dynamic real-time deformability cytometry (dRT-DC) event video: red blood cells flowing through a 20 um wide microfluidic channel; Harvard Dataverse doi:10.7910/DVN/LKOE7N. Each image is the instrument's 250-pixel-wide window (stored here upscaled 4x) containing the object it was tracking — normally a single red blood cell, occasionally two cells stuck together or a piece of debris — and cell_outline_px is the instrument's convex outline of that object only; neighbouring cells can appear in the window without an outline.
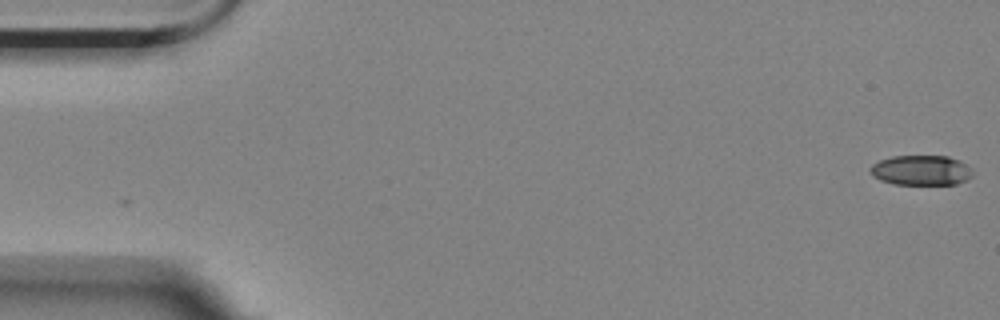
{"species": "Egyptian fruit bat (a non-hibernating species)", "species_latin": "Rousettus aegyptiacus", "temperature_condition": "room temperature", "stored_images_in_passage": 2, "camera_frame_rate_fps": 3000, "um_per_image_px": 0.085, "animal": {"sex": "female"}, "frame": {"image": 1, "passage_image": 2, "time_ms": 0.333, "image_size_px": [1000, 320], "cell_outline_px": [[972, 176], [956, 184], [892, 184], [880, 180], [872, 176], [868, 172], [868, 168], [872, 164], [880, 160], [892, 156], [948, 156], [960, 160], [972, 172]], "centroid_in_image_um": [78.22, 14.47], "position_along_channel_um": 6.8, "area_um2": 17.92}}